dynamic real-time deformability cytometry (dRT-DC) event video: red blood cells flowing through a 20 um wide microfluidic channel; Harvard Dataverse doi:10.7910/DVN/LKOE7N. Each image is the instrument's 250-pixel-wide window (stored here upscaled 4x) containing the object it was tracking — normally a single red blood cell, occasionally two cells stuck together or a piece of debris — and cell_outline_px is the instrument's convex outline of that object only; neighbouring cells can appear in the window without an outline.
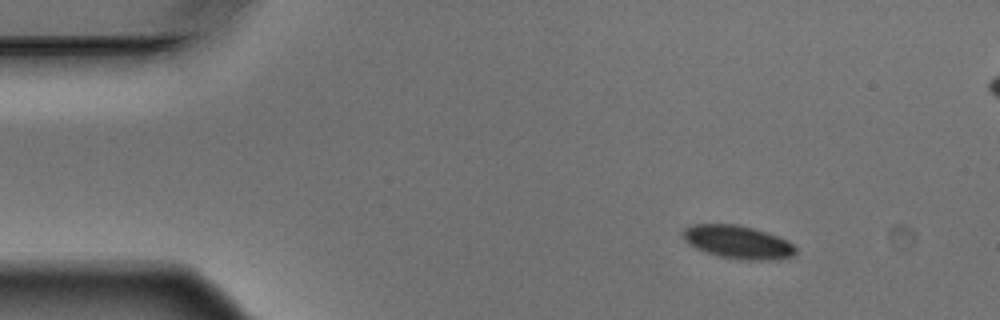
{"species": "Egyptian fruit bat (a non-hibernating species)", "species_latin": "Rousettus aegyptiacus", "temperature_condition": "warm", "stored_images_in_passage": 8, "camera_frame_rate_fps": 3000, "um_per_image_px": 0.085, "animal": {"sex": "male"}, "frame": {"image": 1, "passage_image": 1, "time_ms": 0.0, "image_size_px": [1000, 320], "cell_outline_px": [[796, 256], [776, 260], [748, 260], [720, 256], [704, 252], [688, 244], [680, 236], [684, 228], [692, 224], [736, 224], [768, 232], [788, 240], [796, 248]], "centroid_in_image_um": [62.72, 20.58], "position_along_channel_um": 22.3, "area_um2": 22.08}}
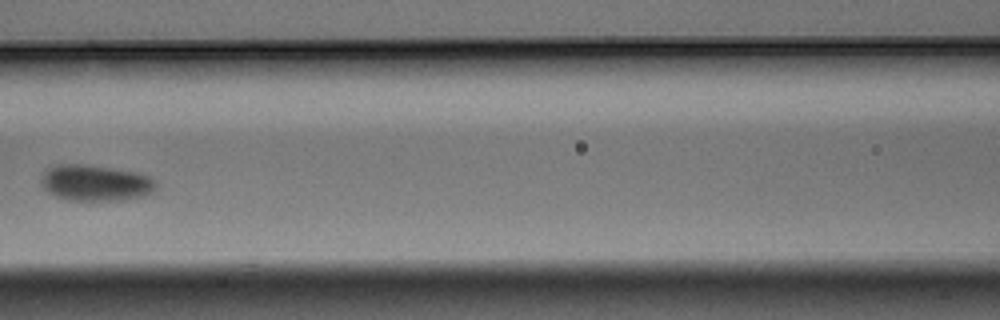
{"frame": {"image": 2, "passage_image": 6, "time_ms": 1.667, "image_size_px": [1000, 320], "cell_outline_px": [[156, 184], [152, 192], [140, 196], [124, 200], [68, 200], [56, 196], [48, 192], [40, 184], [40, 180], [44, 168], [56, 164], [88, 164], [136, 172], [148, 176], [156, 180]], "centroid_in_image_um": [8.05, 15.53], "position_along_channel_um": 158.6, "area_um2": 24.33}}
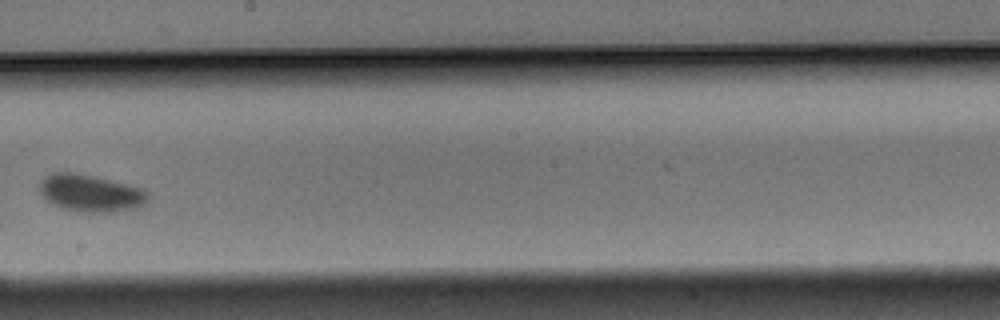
{"frame": {"image": 3, "passage_image": 8, "time_ms": 2.333, "image_size_px": [1000, 320], "cell_outline_px": [[148, 200], [144, 204], [136, 208], [112, 212], [84, 212], [60, 208], [52, 204], [36, 188], [44, 176], [52, 172], [76, 172], [144, 188], [148, 192]], "centroid_in_image_um": [7.68, 16.41], "position_along_channel_um": 240.5, "area_um2": 23.7}}